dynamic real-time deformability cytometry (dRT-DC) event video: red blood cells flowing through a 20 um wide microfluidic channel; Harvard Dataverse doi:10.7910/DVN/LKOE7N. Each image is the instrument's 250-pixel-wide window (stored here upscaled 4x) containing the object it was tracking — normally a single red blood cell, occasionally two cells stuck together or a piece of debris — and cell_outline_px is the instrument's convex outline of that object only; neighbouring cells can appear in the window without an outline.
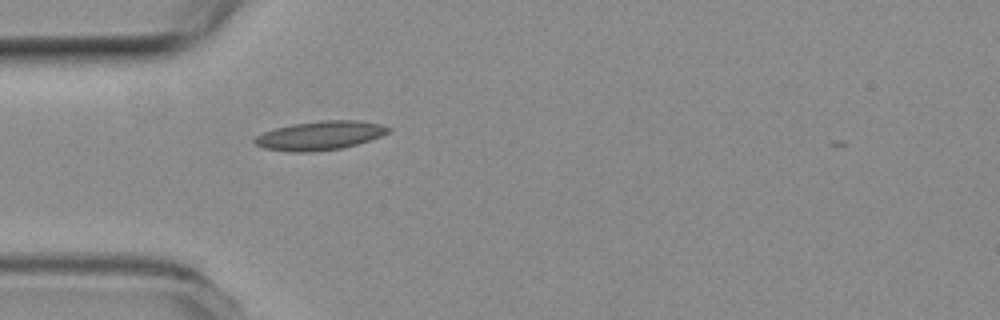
{"species": "common noctule bat (a hibernating species)", "species_latin": "Nyctalus noctula", "temperature_condition": "room temperature", "stored_images_in_passage": 1, "camera_frame_rate_fps": 3000, "um_per_image_px": 0.085, "animal": {"sex": "female", "body_mass_g": 19.3, "forearm_length_mm": 54.1}, "frame": {"image": 1, "passage_image": 1, "time_ms": 0.0, "image_size_px": [1000, 320], "cell_outline_px": [[392, 132], [344, 148], [308, 152], [292, 152], [264, 148], [256, 144], [252, 140], [256, 136], [264, 132], [276, 128], [292, 124], [320, 120], [360, 120], [380, 124], [392, 128]], "centroid_in_image_um": [27.22, 11.51], "position_along_channel_um": 57.8, "area_um2": 22.54}}